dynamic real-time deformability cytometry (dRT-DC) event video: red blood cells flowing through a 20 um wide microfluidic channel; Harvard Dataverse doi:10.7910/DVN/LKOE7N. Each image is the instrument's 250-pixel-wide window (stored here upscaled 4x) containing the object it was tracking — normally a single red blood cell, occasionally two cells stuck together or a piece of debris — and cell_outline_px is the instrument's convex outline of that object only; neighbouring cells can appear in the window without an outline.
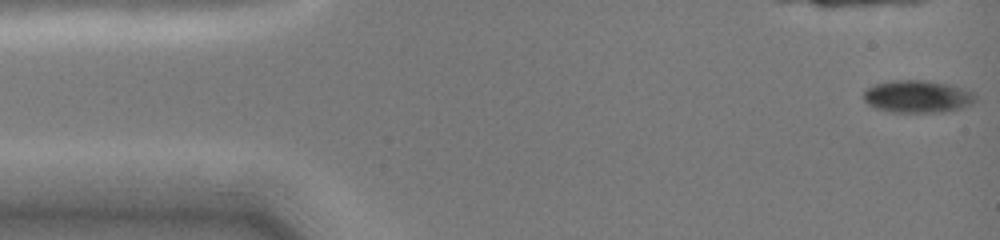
{"species": "common noctule bat (a hibernating species)", "species_latin": "Nyctalus noctula", "temperature_condition": "cold", "stored_images_in_passage": 8, "camera_frame_rate_fps": 3000, "um_per_image_px": 0.085, "animal": {"sex": "female", "body_mass_g": 19.0, "forearm_length_mm": 51.5}, "frame": {"image": 1, "passage_image": 1, "time_ms": 0.0, "image_size_px": [1000, 240], "cell_outline_px": [[976, 100], [972, 104], [960, 108], [944, 112], [892, 112], [876, 108], [868, 104], [864, 100], [864, 92], [868, 88], [876, 84], [892, 80], [924, 80], [948, 84], [976, 92]], "centroid_in_image_um": [78.02, 8.2], "position_along_channel_um": 7.0, "area_um2": 21.15}}